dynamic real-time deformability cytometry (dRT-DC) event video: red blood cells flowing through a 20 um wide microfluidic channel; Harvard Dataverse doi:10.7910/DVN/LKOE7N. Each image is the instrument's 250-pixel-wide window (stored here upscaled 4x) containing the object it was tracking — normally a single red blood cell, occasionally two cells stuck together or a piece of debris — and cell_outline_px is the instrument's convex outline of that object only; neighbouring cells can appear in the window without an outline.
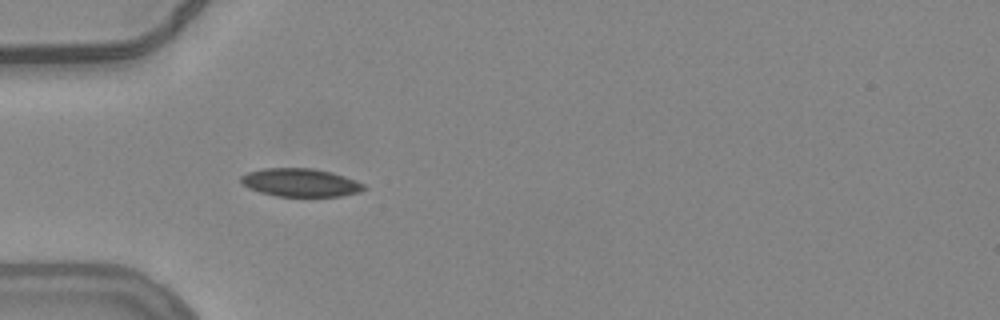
{"species": "common noctule bat (a hibernating species)", "species_latin": "Nyctalus noctula", "temperature_condition": "warm", "stored_images_in_passage": 38, "camera_frame_rate_fps": 3000, "um_per_image_px": 0.085, "animal": {"sex": "female", "body_mass_g": 24.6, "forearm_length_mm": 56.2}, "frame": {"image": 1, "passage_image": 1, "time_ms": 0.0, "image_size_px": [1000, 320], "cell_outline_px": [[368, 188], [360, 192], [340, 196], [276, 196], [260, 192], [248, 188], [240, 180], [240, 176], [248, 172], [264, 168], [312, 168], [332, 172], [344, 176], [364, 184]], "centroid_in_image_um": [25.54, 15.51], "position_along_channel_um": 59.5, "area_um2": 20.17}}
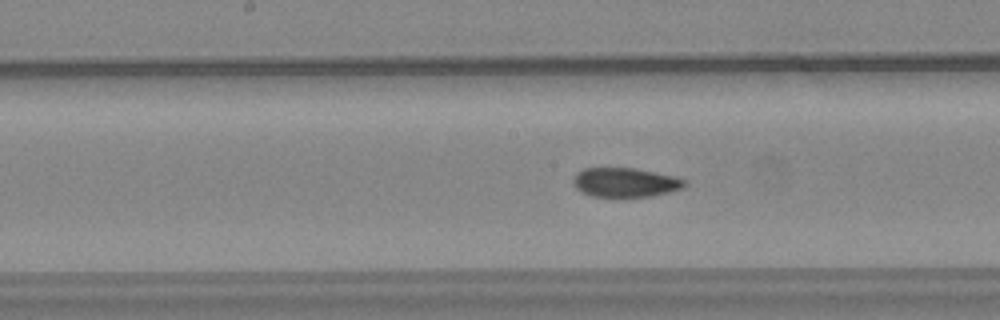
{"frame": {"image": 2, "passage_image": 12, "time_ms": 3.667, "image_size_px": [1000, 320], "cell_outline_px": [[688, 184], [684, 188], [652, 196], [592, 196], [580, 192], [572, 184], [572, 180], [576, 172], [584, 168], [636, 168], [676, 176], [684, 180]], "centroid_in_image_um": [53.13, 15.49], "position_along_channel_um": 195.1, "area_um2": 19.13}, "authors_computed_cell_mechanics": {"area_um2": 19.5942, "velocity_mm_per_s": 3.8061, "shape_relaxation_time_tau1_ms": null, "shape_relaxation_time_tau2_ms": 2.9083, "deformation_change_tau1": null, "deformation_change_tau2": 0.0628}}